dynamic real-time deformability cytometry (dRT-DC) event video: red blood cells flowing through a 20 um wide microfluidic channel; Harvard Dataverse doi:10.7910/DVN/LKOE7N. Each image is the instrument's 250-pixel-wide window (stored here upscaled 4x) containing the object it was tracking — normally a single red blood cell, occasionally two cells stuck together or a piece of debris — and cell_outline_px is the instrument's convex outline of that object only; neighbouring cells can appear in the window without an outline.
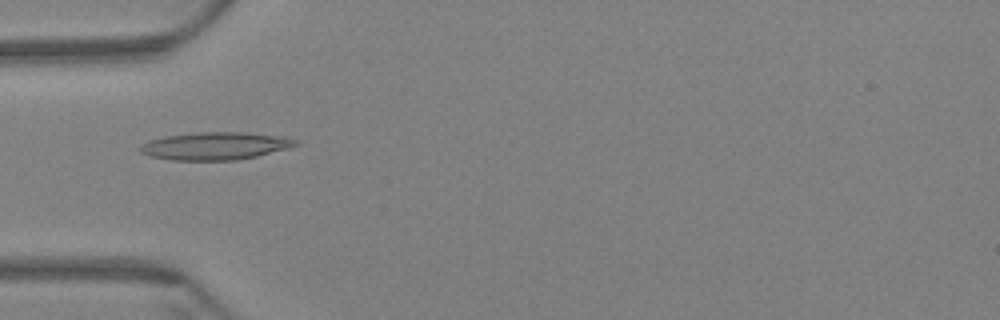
{"species": "Egyptian fruit bat (a non-hibernating species)", "species_latin": "Rousettus aegyptiacus", "temperature_condition": "warm", "stored_images_in_passage": 59, "camera_frame_rate_fps": 3000, "um_per_image_px": 0.085, "animal": {"sex": "female"}, "frame": {"image": 1, "passage_image": 19, "time_ms": 6.0, "image_size_px": [1000, 320], "cell_outline_px": [[300, 144], [288, 148], [256, 156], [236, 160], [168, 160], [152, 156], [140, 152], [140, 148], [148, 140], [164, 136], [200, 132], [244, 132], [288, 136], [300, 140]], "centroid_in_image_um": [18.37, 12.39], "position_along_channel_um": 66.6, "area_um2": 25.2}}
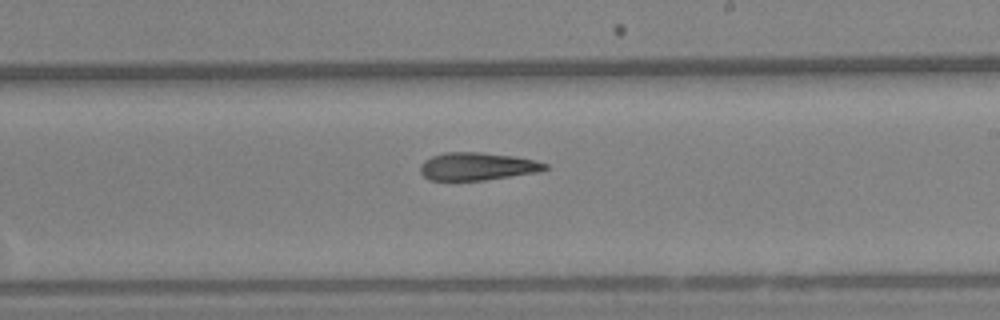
{"frame": {"image": 2, "passage_image": 35, "time_ms": 11.333, "image_size_px": [1000, 320], "cell_outline_px": [[548, 168], [540, 172], [484, 180], [428, 180], [420, 172], [420, 164], [424, 160], [432, 156], [444, 152], [480, 152], [512, 156], [532, 160], [548, 164]], "centroid_in_image_um": [40.54, 14.14], "position_along_channel_um": 248.5, "area_um2": 20.17}}
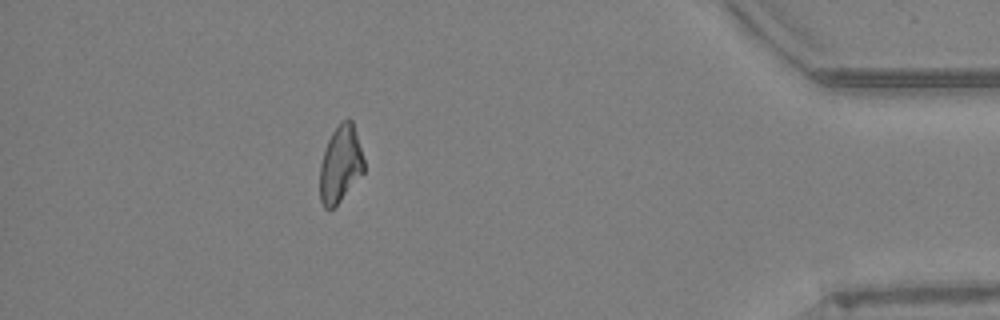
{"frame": {"image": 3, "passage_image": 53, "time_ms": 17.333, "image_size_px": [1000, 320], "cell_outline_px": [[364, 172], [340, 200], [332, 208], [324, 208], [320, 200], [320, 164], [328, 140], [332, 132], [348, 116], [352, 120], [364, 160]], "centroid_in_image_um": [28.93, 13.95], "position_along_channel_um": 406.3, "area_um2": 19.36}}